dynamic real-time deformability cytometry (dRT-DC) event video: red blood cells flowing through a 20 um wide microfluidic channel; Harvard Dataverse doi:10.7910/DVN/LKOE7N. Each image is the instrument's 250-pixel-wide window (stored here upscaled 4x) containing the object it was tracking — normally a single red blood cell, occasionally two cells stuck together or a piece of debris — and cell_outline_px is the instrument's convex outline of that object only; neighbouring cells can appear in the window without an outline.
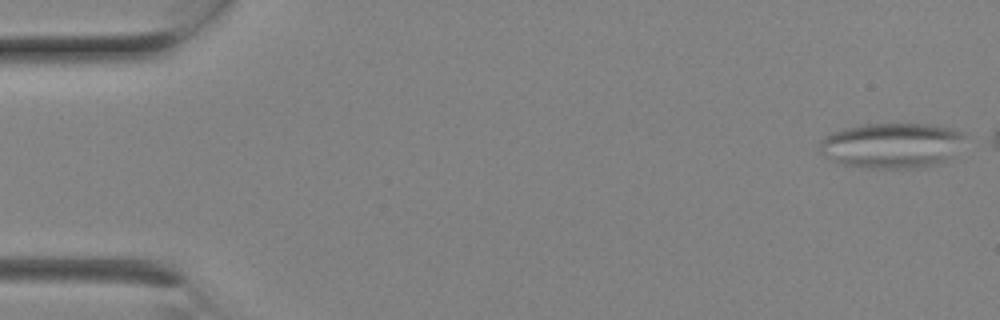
{"species": "Egyptian fruit bat (a non-hibernating species)", "species_latin": "Rousettus aegyptiacus", "temperature_condition": "room temperature", "stored_images_in_passage": 9, "camera_frame_rate_fps": 3000, "um_per_image_px": 0.085, "animal": {"sex": "female"}, "frame": {"image": 1, "passage_image": 1, "time_ms": 0.0, "image_size_px": [1000, 320], "cell_outline_px": [[972, 136], [956, 156], [948, 160], [924, 168], [868, 168], [840, 164], [824, 156], [820, 152], [820, 140], [824, 136], [832, 132], [844, 128], [864, 124], [932, 124], [956, 128]], "centroid_in_image_um": [75.95, 12.36], "position_along_channel_um": 9.1, "area_um2": 39.71}}